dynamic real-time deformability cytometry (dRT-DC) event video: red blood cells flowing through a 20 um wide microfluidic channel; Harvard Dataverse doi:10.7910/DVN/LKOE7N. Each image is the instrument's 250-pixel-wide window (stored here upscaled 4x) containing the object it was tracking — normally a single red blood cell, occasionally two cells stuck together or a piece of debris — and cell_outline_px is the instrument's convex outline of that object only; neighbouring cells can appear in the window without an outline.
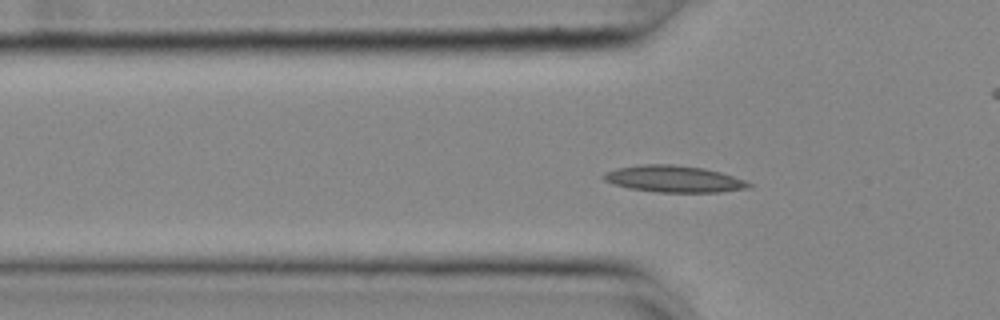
{"species": "common noctule bat (a hibernating species)", "species_latin": "Nyctalus noctula", "temperature_condition": "cold", "stored_images_in_passage": 55, "camera_frame_rate_fps": 3000, "um_per_image_px": 0.085, "animal": {"sex": "female", "body_mass_g": 25.1}, "frame": {"image": 1, "passage_image": 17, "time_ms": 5.333, "image_size_px": [1000, 320], "cell_outline_px": [[752, 188], [720, 192], [656, 192], [628, 188], [612, 184], [604, 180], [600, 176], [604, 172], [616, 168], [644, 164], [672, 164], [704, 168], [720, 172], [744, 180], [752, 184]], "centroid_in_image_um": [57.25, 15.21], "position_along_channel_um": 68.6, "area_um2": 22.72}}
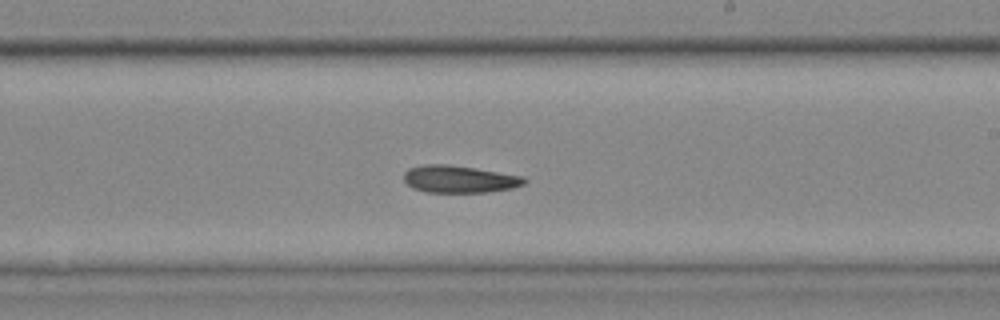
{"frame": {"image": 2, "passage_image": 32, "time_ms": 10.333, "image_size_px": [1000, 320], "cell_outline_px": [[528, 180], [524, 184], [512, 188], [488, 192], [428, 192], [412, 188], [404, 180], [404, 172], [408, 168], [424, 164], [448, 164], [476, 168], [524, 176]], "centroid_in_image_um": [39.05, 15.22], "position_along_channel_um": 250.0, "area_um2": 19.25}}
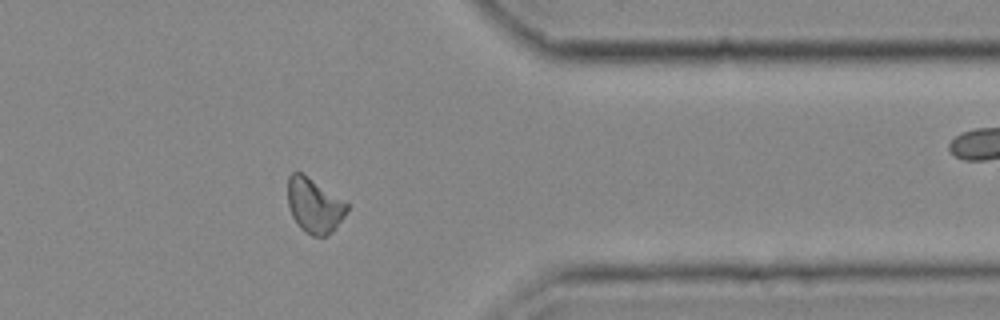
{"frame": {"image": 3, "passage_image": 44, "time_ms": 14.333, "image_size_px": [1000, 320], "cell_outline_px": [[348, 208], [344, 216], [336, 228], [332, 232], [324, 236], [312, 236], [304, 232], [300, 228], [292, 216], [288, 204], [288, 176], [292, 172], [300, 172], [348, 204]], "centroid_in_image_um": [26.69, 17.5], "position_along_channel_um": 384.7, "area_um2": 18.5}, "authors_computed_cell_mechanics": {"area_um2": 19.7098, "velocity_mm_per_s": 3.6523, "shape_relaxation_time_tau1_ms": null, "shape_relaxation_time_tau2_ms": 7.4636, "deformation_change_tau1": null, "deformation_change_tau2": 0.1336}}